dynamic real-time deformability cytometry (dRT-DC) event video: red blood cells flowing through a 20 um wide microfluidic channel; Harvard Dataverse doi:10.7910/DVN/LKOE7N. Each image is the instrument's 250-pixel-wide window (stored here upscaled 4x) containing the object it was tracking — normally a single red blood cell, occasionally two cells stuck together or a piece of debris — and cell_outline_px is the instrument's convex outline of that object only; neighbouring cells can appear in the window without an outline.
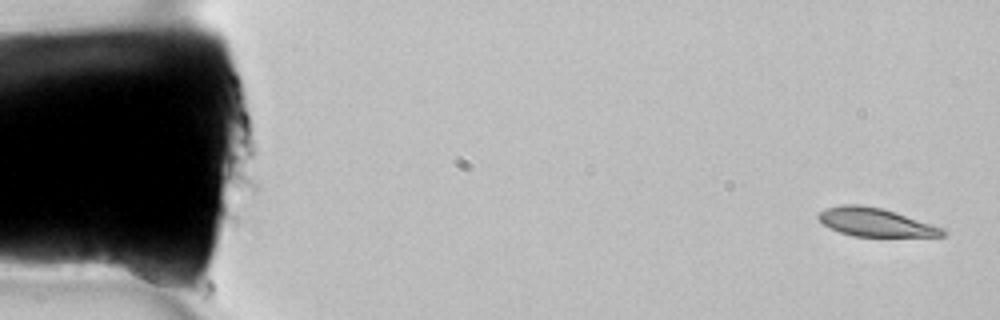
{"species": "common noctule bat (a hibernating species)", "species_latin": "Nyctalus noctula", "temperature_condition": "room temperature", "stored_images_in_passage": 13, "camera_frame_rate_fps": 3000, "um_per_image_px": 0.085, "animal": {"sex": "female", "body_mass_g": 22.7, "forearm_length_mm": 54.2}, "frame": {"image": 1, "passage_image": 1, "time_ms": 0.0, "image_size_px": [1000, 320], "cell_outline_px": [[948, 232], [944, 236], [852, 236], [840, 232], [824, 224], [816, 216], [824, 208], [840, 204], [860, 204], [884, 208], [944, 228]], "centroid_in_image_um": [74.41, 18.87], "position_along_channel_um": 10.6, "area_um2": 20.58}}
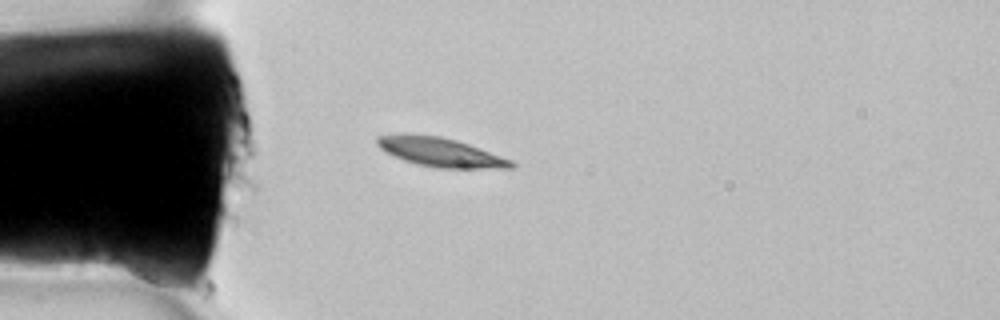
{"frame": {"image": 2, "passage_image": 7, "time_ms": 2.0, "image_size_px": [1000, 320], "cell_outline_px": [[516, 168], [436, 168], [416, 164], [404, 160], [384, 152], [376, 144], [376, 136], [404, 132], [408, 132], [440, 136], [456, 140], [468, 144], [512, 160], [516, 164]], "centroid_in_image_um": [37.37, 12.91], "position_along_channel_um": 47.6, "area_um2": 23.06}}